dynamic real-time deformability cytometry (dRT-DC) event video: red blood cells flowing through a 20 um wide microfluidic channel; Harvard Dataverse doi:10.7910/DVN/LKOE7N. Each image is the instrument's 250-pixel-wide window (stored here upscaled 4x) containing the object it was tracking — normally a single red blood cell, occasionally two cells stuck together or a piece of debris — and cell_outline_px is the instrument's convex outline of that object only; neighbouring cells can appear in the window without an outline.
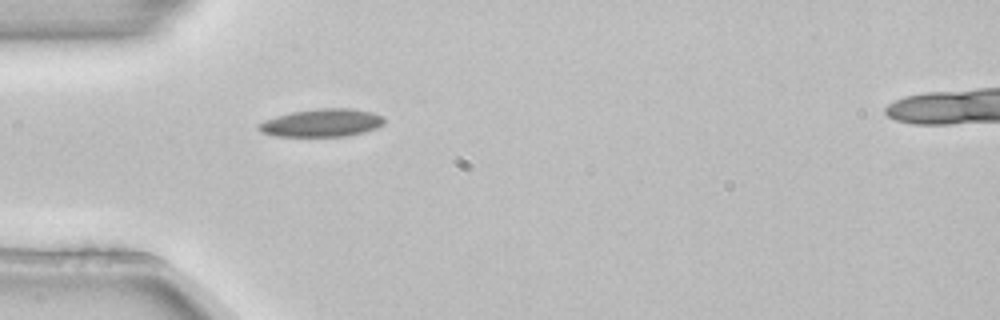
{"species": "common noctule bat (a hibernating species)", "species_latin": "Nyctalus noctula", "temperature_condition": "room temperature", "stored_images_in_passage": 2, "camera_frame_rate_fps": 3000, "um_per_image_px": 0.085, "animal": {"sex": "female", "body_mass_g": 22.7, "forearm_length_mm": 54.2}, "frame": {"image": 1, "passage_image": 1, "time_ms": 0.0, "image_size_px": [1000, 320], "cell_outline_px": [[384, 124], [376, 128], [364, 132], [348, 136], [276, 136], [260, 132], [256, 128], [256, 124], [264, 120], [276, 116], [292, 112], [316, 108], [352, 108], [372, 112], [384, 116]], "centroid_in_image_um": [27.34, 10.44], "position_along_channel_um": 57.7, "area_um2": 20.63}}